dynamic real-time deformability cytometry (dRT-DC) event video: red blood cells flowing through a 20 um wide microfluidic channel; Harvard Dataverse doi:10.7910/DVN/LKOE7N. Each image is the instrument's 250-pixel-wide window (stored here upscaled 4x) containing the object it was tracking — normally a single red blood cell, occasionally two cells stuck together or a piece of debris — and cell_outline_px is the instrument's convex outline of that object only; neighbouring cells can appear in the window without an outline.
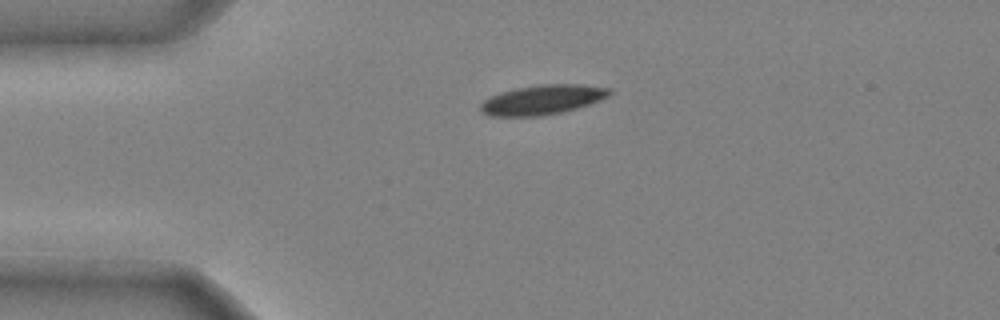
{"species": "common noctule bat (a hibernating species)", "species_latin": "Nyctalus noctula", "temperature_condition": "cold", "stored_images_in_passage": 33, "camera_frame_rate_fps": 3000, "um_per_image_px": 0.085, "animal": {"sex": "male", "body_mass_g": 20.4}, "frame": {"image": 1, "passage_image": 1, "time_ms": 0.0, "image_size_px": [1000, 320], "cell_outline_px": [[612, 92], [608, 96], [588, 104], [576, 108], [560, 112], [540, 116], [488, 116], [480, 108], [480, 104], [488, 96], [500, 92], [516, 88], [540, 84], [580, 84], [608, 88]], "centroid_in_image_um": [46.05, 8.47], "position_along_channel_um": 38.9, "area_um2": 22.08}}
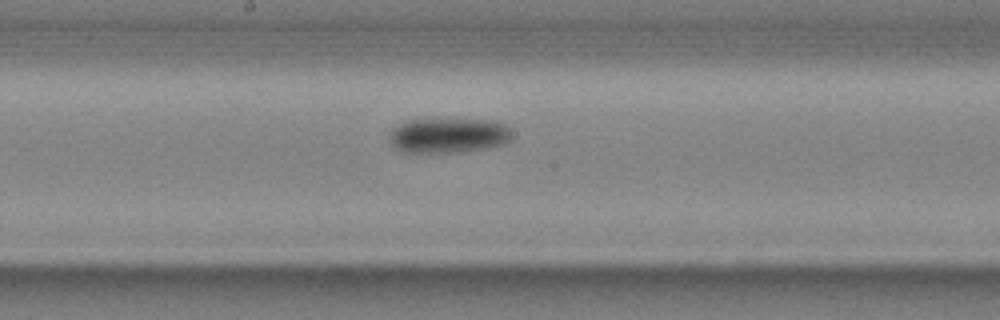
{"frame": {"image": 2, "passage_image": 16, "time_ms": 5.0, "image_size_px": [1000, 320], "cell_outline_px": [[512, 136], [504, 144], [484, 148], [456, 152], [400, 152], [388, 140], [392, 128], [408, 120], [496, 120], [504, 124], [508, 128]], "centroid_in_image_um": [38.09, 11.51], "position_along_channel_um": 210.1, "area_um2": 24.68}}
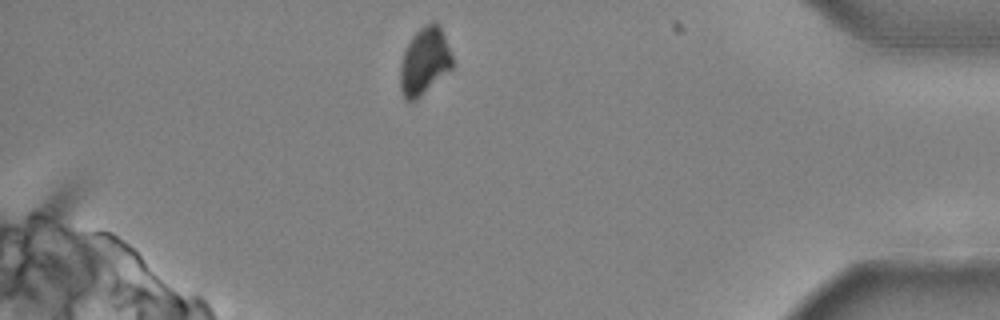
{"frame": {"image": 3, "passage_image": 33, "time_ms": 10.667, "image_size_px": [1000, 320], "cell_outline_px": [[452, 68], [412, 104], [404, 100], [400, 88], [400, 64], [404, 52], [412, 36], [424, 24], [432, 20], [436, 20], [440, 24], [452, 56]], "centroid_in_image_um": [36.07, 5.21], "position_along_channel_um": 399.1, "area_um2": 20.69}, "authors_computed_cell_mechanics": {"area_um2": 22.8888, "velocity_mm_per_s": 3.9607, "shape_relaxation_time_tau1_ms": 3.6162, "shape_relaxation_time_tau2_ms": null, "deformation_change_tau1": 0.1063, "deformation_change_tau2": null}}